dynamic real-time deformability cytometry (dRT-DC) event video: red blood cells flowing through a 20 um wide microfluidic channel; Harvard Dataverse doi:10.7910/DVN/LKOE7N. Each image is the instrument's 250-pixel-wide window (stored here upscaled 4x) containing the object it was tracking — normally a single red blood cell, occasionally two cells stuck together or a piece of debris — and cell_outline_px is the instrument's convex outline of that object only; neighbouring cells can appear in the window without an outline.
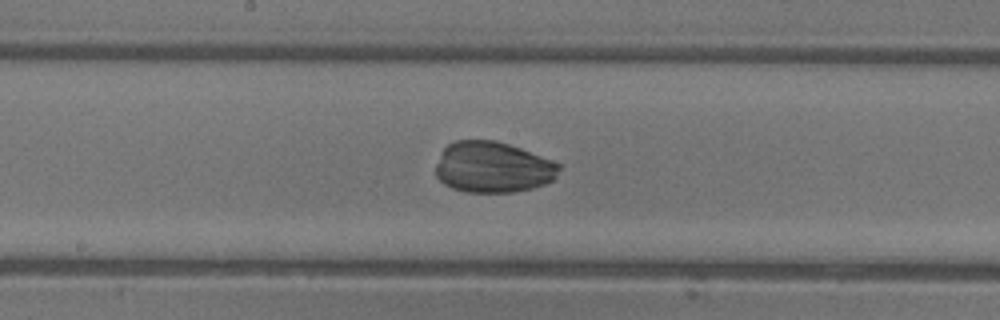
{"species": "common noctule bat (a hibernating species)", "species_latin": "Nyctalus noctula", "temperature_condition": "warm", "stored_images_in_passage": 48, "camera_frame_rate_fps": 3000, "um_per_image_px": 0.085, "animal": {"sex": "female"}, "frame": {"image": 1, "passage_image": 26, "time_ms": 8.333, "image_size_px": [1000, 320], "cell_outline_px": [[560, 168], [556, 176], [552, 180], [544, 184], [532, 188], [512, 192], [468, 192], [452, 188], [444, 184], [436, 176], [436, 164], [440, 152], [448, 144], [456, 140], [496, 140], [520, 148], [552, 160], [560, 164]], "centroid_in_image_um": [41.87, 14.21], "position_along_channel_um": 206.3, "area_um2": 36.65}}
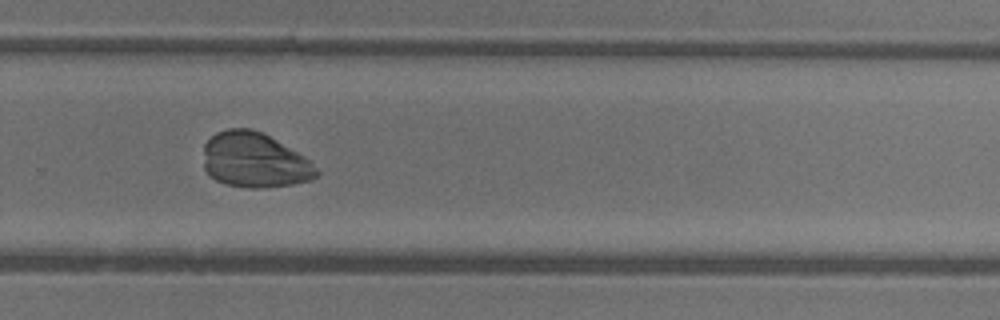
{"frame": {"image": 2, "passage_image": 33, "time_ms": 10.667, "image_size_px": [1000, 320], "cell_outline_px": [[320, 172], [312, 180], [292, 184], [264, 188], [248, 188], [224, 184], [216, 180], [204, 168], [204, 144], [216, 132], [228, 128], [252, 128], [264, 132], [304, 156]], "centroid_in_image_um": [21.63, 13.61], "position_along_channel_um": 308.2, "area_um2": 36.41}}
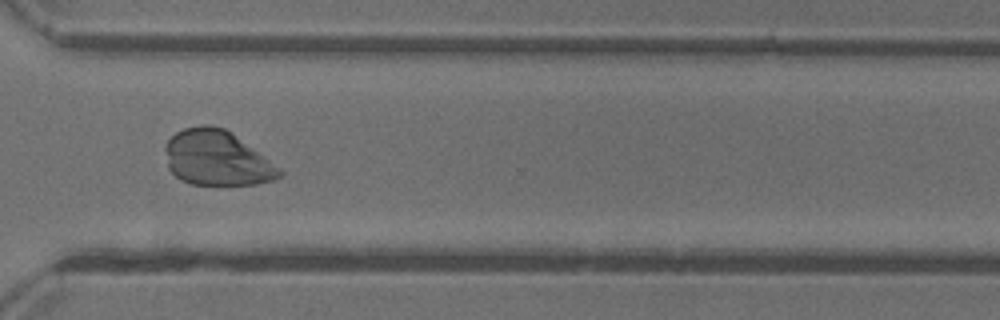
{"frame": {"image": 3, "passage_image": 36, "time_ms": 11.667, "image_size_px": [1000, 320], "cell_outline_px": [[284, 176], [276, 180], [256, 184], [192, 184], [180, 180], [168, 168], [164, 148], [164, 144], [176, 132], [184, 128], [200, 124], [212, 124], [224, 128], [264, 156], [280, 168], [284, 172]], "centroid_in_image_um": [18.42, 13.44], "position_along_channel_um": 352.2, "area_um2": 36.7}}